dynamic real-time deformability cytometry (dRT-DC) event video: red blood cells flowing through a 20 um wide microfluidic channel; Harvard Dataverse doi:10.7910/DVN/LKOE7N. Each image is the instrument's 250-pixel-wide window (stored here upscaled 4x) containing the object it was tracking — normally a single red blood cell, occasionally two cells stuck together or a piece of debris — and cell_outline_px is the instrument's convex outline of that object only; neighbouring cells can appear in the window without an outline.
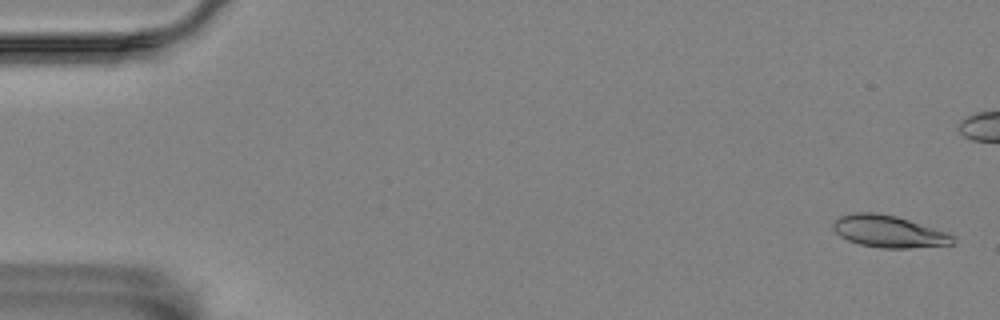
{"species": "Egyptian fruit bat (a non-hibernating species)", "species_latin": "Rousettus aegyptiacus", "temperature_condition": "room temperature", "stored_images_in_passage": 49, "camera_frame_rate_fps": 3000, "um_per_image_px": 0.085, "animal": {"sex": "female"}, "frame": {"image": 1, "passage_image": 2, "time_ms": 0.333, "image_size_px": [1000, 320], "cell_outline_px": [[956, 244], [908, 248], [880, 248], [860, 244], [848, 240], [840, 236], [832, 228], [832, 224], [840, 216], [852, 212], [876, 212], [896, 216], [944, 232], [952, 236], [956, 240]], "centroid_in_image_um": [75.5, 19.67], "position_along_channel_um": 9.5, "area_um2": 22.14}}
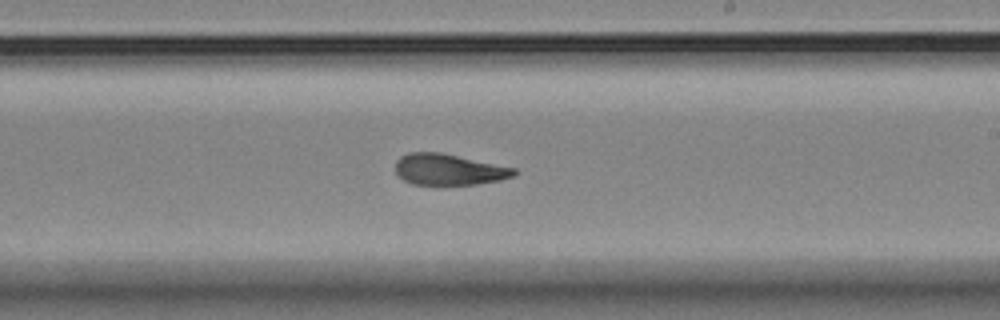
{"frame": {"image": 2, "passage_image": 34, "time_ms": 11.0, "image_size_px": [1000, 320], "cell_outline_px": [[516, 176], [500, 180], [476, 184], [412, 184], [396, 176], [396, 160], [400, 156], [408, 152], [440, 152], [516, 168]], "centroid_in_image_um": [38.13, 14.4], "position_along_channel_um": 250.9, "area_um2": 21.56}}
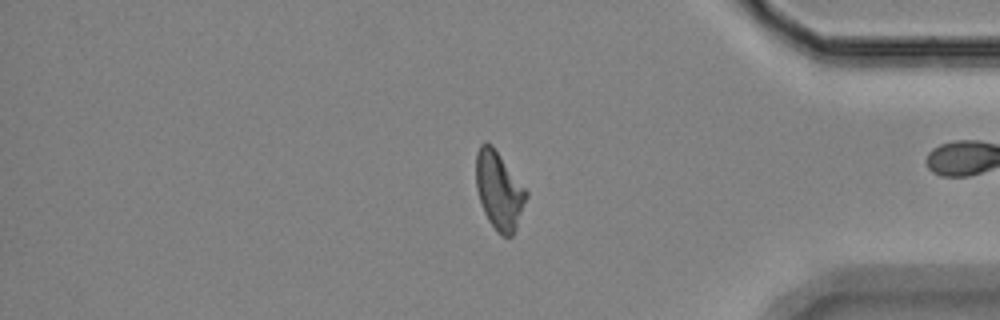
{"frame": {"image": 3, "passage_image": 48, "time_ms": 15.667, "image_size_px": [1000, 320], "cell_outline_px": [[528, 196], [516, 228], [512, 236], [500, 236], [496, 232], [488, 220], [484, 212], [476, 188], [476, 152], [480, 144], [492, 144], [528, 192]], "centroid_in_image_um": [42.42, 16.21], "position_along_channel_um": 392.8, "area_um2": 22.72}}